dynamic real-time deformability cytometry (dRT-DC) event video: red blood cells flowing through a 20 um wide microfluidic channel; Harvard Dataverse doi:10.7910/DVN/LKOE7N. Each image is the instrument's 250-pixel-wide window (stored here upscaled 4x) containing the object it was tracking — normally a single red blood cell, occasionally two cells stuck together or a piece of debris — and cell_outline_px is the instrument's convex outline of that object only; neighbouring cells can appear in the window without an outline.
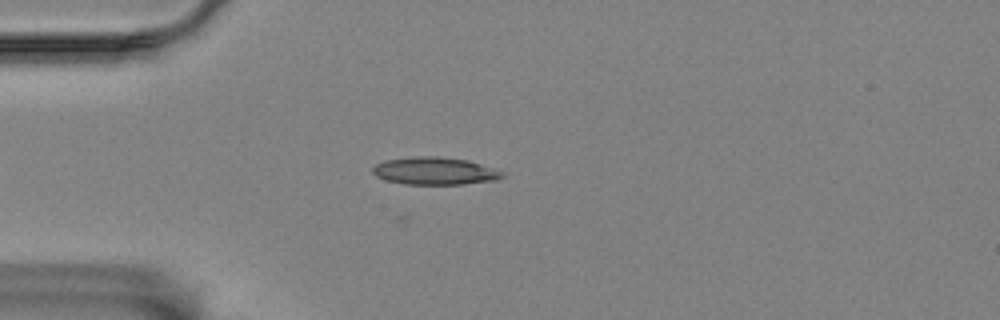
{"species": "Egyptian fruit bat (a non-hibernating species)", "species_latin": "Rousettus aegyptiacus", "temperature_condition": "room temperature", "stored_images_in_passage": 38, "camera_frame_rate_fps": 3000, "um_per_image_px": 0.085, "animal": {"sex": "female"}, "frame": {"image": 1, "passage_image": 5, "time_ms": 1.333, "image_size_px": [1000, 320], "cell_outline_px": [[504, 176], [496, 180], [464, 184], [404, 184], [388, 180], [376, 176], [372, 172], [372, 168], [376, 164], [388, 160], [416, 156], [440, 156], [468, 160], [504, 172]], "centroid_in_image_um": [36.97, 14.53], "position_along_channel_um": 48.0, "area_um2": 20.63}}
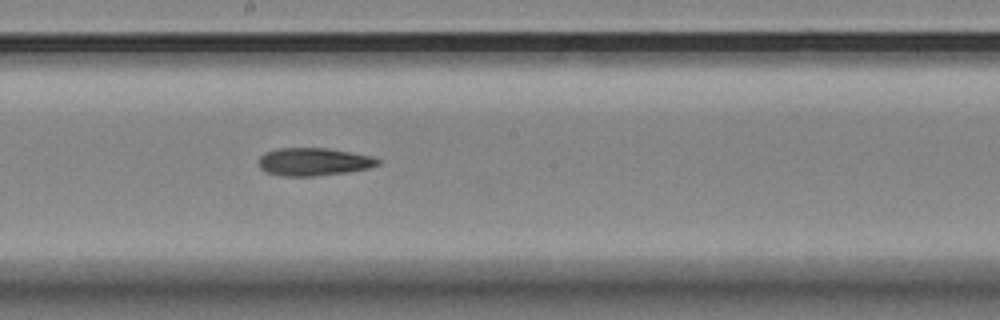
{"frame": {"image": 2, "passage_image": 21, "time_ms": 6.667, "image_size_px": [1000, 320], "cell_outline_px": [[380, 164], [368, 168], [344, 172], [312, 176], [280, 176], [268, 172], [260, 168], [260, 156], [264, 152], [276, 148], [328, 148], [372, 156], [380, 160]], "centroid_in_image_um": [26.65, 13.74], "position_along_channel_um": 221.6, "area_um2": 19.19}}
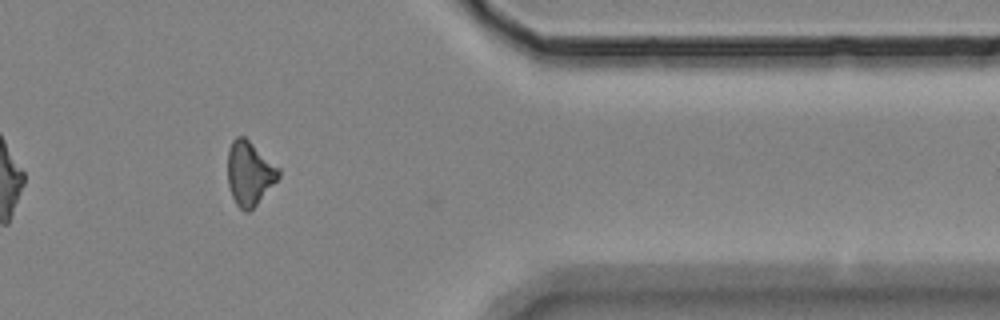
{"frame": {"image": 3, "passage_image": 37, "time_ms": 12.0, "image_size_px": [1000, 320], "cell_outline_px": [[280, 176], [256, 204], [248, 212], [244, 212], [236, 204], [232, 196], [228, 184], [228, 148], [232, 140], [236, 136], [244, 136], [280, 168]], "centroid_in_image_um": [21.19, 14.71], "position_along_channel_um": 390.2, "area_um2": 18.84}}